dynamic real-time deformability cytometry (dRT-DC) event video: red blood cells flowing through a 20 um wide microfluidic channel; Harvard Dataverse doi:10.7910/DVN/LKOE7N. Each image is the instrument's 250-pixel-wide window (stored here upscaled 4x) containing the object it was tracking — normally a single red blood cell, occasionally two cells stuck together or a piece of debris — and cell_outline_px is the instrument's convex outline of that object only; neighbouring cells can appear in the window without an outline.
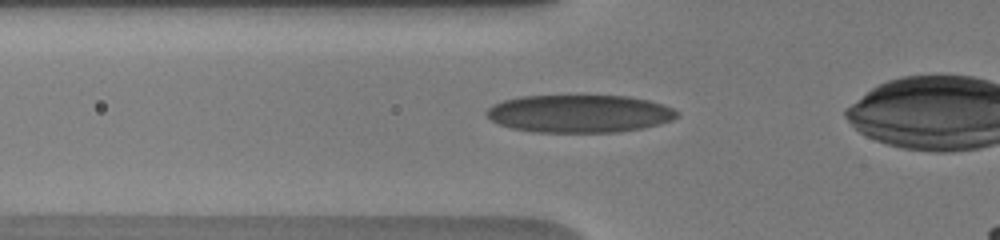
{"species": "human", "species_latin": "Homo sapiens", "temperature_condition": "warm", "stored_images_in_passage": 16, "camera_frame_rate_fps": 3000, "um_per_image_px": 0.085, "donor": {"sex": "male"}, "frame": {"image": 1, "passage_image": 7, "time_ms": 3.667, "image_size_px": [1000, 240], "cell_outline_px": [[680, 116], [672, 120], [640, 128], [620, 132], [536, 132], [512, 128], [500, 124], [492, 120], [484, 112], [492, 104], [504, 100], [520, 96], [628, 96], [648, 100], [672, 108], [680, 112]], "centroid_in_image_um": [49.24, 9.66], "position_along_channel_um": 76.6, "area_um2": 41.73}}
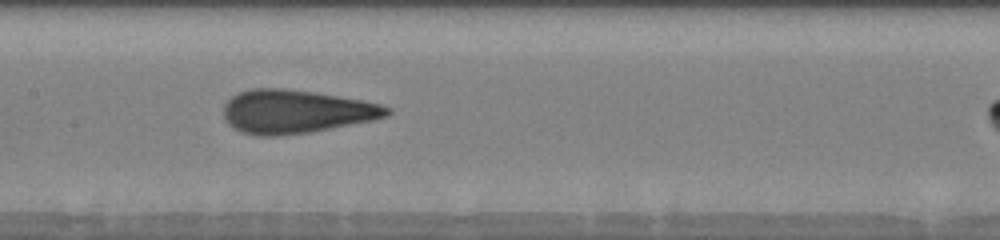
{"frame": {"image": 2, "passage_image": 11, "time_ms": 6.333, "image_size_px": [1000, 240], "cell_outline_px": [[392, 112], [388, 116], [372, 120], [308, 132], [276, 136], [260, 136], [240, 132], [232, 128], [224, 120], [224, 104], [232, 96], [240, 92], [252, 88], [280, 88], [316, 92], [360, 100], [380, 104], [392, 108]], "centroid_in_image_um": [25.12, 9.48], "position_along_channel_um": 182.3, "area_um2": 41.27}}
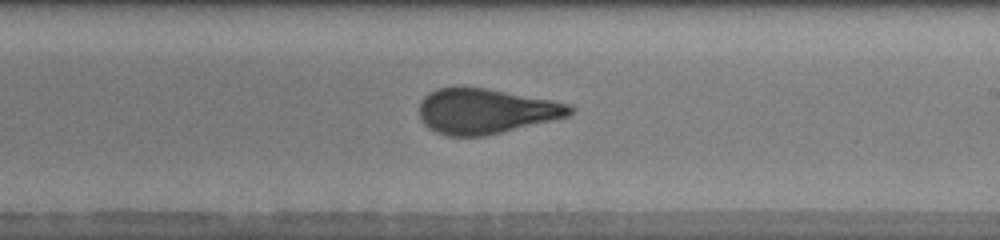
{"frame": {"image": 3, "passage_image": 14, "time_ms": 8.0, "image_size_px": [1000, 240], "cell_outline_px": [[576, 108], [568, 116], [552, 120], [484, 136], [448, 136], [436, 132], [428, 128], [420, 120], [420, 100], [428, 92], [436, 88], [464, 84], [488, 88], [552, 100], [572, 104]], "centroid_in_image_um": [41.24, 9.41], "position_along_channel_um": 247.8, "area_um2": 40.34}}